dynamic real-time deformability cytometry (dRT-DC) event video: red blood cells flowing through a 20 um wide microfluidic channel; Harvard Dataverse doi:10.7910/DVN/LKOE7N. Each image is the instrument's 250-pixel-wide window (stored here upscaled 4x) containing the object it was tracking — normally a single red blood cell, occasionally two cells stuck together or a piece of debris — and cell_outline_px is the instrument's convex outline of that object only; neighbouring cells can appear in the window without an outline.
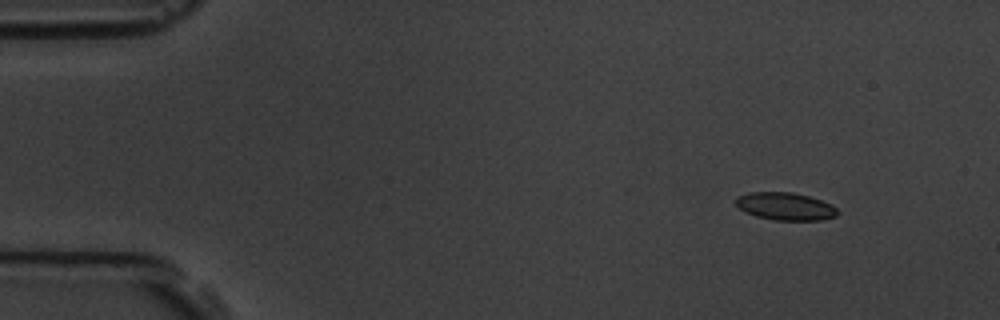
{"species": "common noctule bat (a hibernating species)", "species_latin": "Nyctalus noctula", "temperature_condition": "room temperature", "stored_images_in_passage": 3, "camera_frame_rate_fps": 3000, "um_per_image_px": 0.085, "animal": {"sex": "male", "body_mass_g": 19.5, "forearm_length_mm": 54.6}, "frame": {"image": 1, "passage_image": 1, "time_ms": 0.0, "image_size_px": [1000, 320], "cell_outline_px": [[840, 212], [836, 216], [824, 220], [772, 220], [756, 216], [744, 212], [736, 204], [736, 196], [748, 192], [792, 192], [808, 196], [832, 204]], "centroid_in_image_um": [66.76, 17.54], "position_along_channel_um": 18.2, "area_um2": 16.53}}